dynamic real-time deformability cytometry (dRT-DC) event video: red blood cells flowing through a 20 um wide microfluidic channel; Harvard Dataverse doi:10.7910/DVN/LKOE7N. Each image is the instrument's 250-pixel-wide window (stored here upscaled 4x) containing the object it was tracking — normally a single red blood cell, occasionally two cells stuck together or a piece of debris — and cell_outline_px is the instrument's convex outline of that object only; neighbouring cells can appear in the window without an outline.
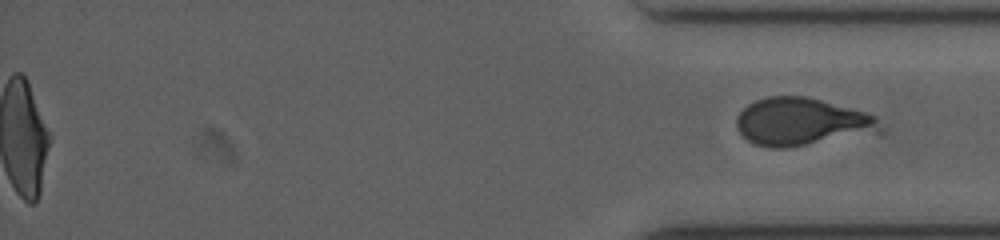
{"species": "human", "species_latin": "Homo sapiens", "temperature_condition": "cold", "stored_images_in_passage": 76, "segment_of_instrument_passage": [2, 2], "camera_frame_rate_fps": 3000, "um_per_image_px": 0.085, "donor": {"sex": "female"}, "frame": {"image": 1, "passage_image": 76, "time_ms": 17.333, "image_size_px": [1000, 240], "cell_outline_px": [[884, 136], [784, 148], [768, 148], [756, 144], [748, 140], [740, 132], [736, 124], [736, 120], [740, 112], [748, 104], [756, 100], [768, 96], [808, 96], [864, 112], [876, 116], [884, 128]], "centroid_in_image_um": [68.32, 10.41], "position_along_channel_um": 366.9, "area_um2": 41.38}}